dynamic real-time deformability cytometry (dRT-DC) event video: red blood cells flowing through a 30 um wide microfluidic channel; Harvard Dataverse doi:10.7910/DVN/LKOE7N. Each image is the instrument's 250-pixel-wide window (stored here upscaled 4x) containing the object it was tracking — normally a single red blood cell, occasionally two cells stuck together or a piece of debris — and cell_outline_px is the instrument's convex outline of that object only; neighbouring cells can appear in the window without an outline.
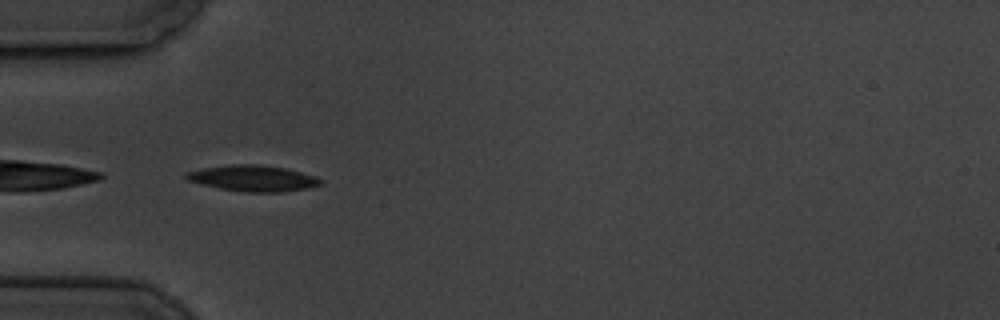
{"species": "common noctule bat (a hibernating species)", "species_latin": "Nyctalus noctula", "temperature_condition": "cold", "stored_images_in_passage": 5, "camera_frame_rate_fps": 3000, "um_per_image_px": 0.085, "animal": {"sex": "male", "body_mass_g": 19.5, "forearm_length_mm": 54.6}, "frame": {"image": 1, "passage_image": 4, "time_ms": 4.667, "image_size_px": [1000, 320], "cell_outline_px": [[324, 184], [308, 188], [280, 192], [248, 192], [220, 188], [188, 180], [184, 176], [184, 172], [204, 168], [232, 164], [260, 164], [284, 168], [316, 176], [324, 180]], "centroid_in_image_um": [21.55, 15.15], "position_along_channel_um": 63.4, "area_um2": 20.29}}